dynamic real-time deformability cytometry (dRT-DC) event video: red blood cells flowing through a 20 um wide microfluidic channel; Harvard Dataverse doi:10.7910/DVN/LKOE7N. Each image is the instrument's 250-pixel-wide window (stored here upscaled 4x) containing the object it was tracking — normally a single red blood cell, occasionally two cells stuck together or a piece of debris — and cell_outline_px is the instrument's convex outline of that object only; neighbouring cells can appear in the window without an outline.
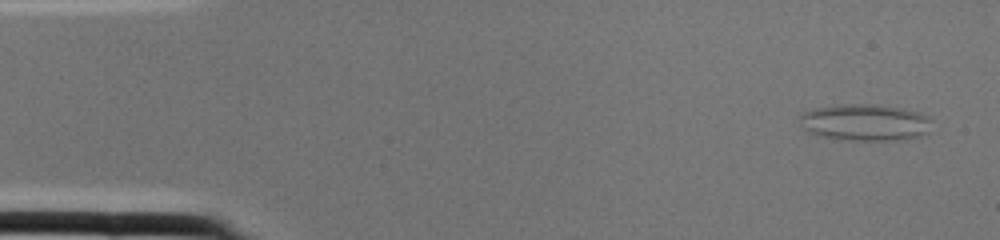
{"species": "common noctule bat (a hibernating species)", "species_latin": "Nyctalus noctula", "temperature_condition": "cold", "stored_images_in_passage": 2, "camera_frame_rate_fps": 3000, "um_per_image_px": 0.085, "animal": {"sex": "female", "body_mass_g": 22.0, "forearm_length_mm": 56.7}, "frame": {"image": 1, "passage_image": 1, "time_ms": 0.0, "image_size_px": [1000, 240], "cell_outline_px": [[932, 120], [928, 132], [916, 136], [892, 140], [852, 140], [820, 136], [804, 128], [800, 116], [800, 112], [816, 108], [896, 108], [916, 112], [928, 116]], "centroid_in_image_um": [73.56, 10.48], "position_along_channel_um": 11.4, "area_um2": 26.01}}
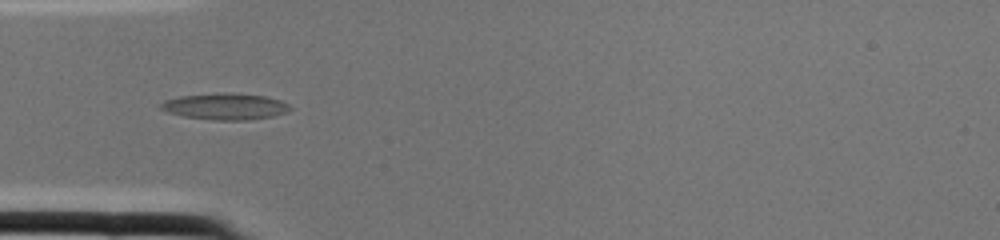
{"frame": {"image": 2, "passage_image": 2, "time_ms": 0.333, "image_size_px": [1000, 240], "cell_outline_px": [[292, 108], [288, 112], [272, 116], [244, 120], [212, 120], [184, 116], [168, 112], [160, 108], [160, 104], [164, 100], [180, 96], [220, 92], [264, 96], [280, 100], [288, 104]], "centroid_in_image_um": [19.13, 9.04], "position_along_channel_um": 65.9, "area_um2": 19.77}}